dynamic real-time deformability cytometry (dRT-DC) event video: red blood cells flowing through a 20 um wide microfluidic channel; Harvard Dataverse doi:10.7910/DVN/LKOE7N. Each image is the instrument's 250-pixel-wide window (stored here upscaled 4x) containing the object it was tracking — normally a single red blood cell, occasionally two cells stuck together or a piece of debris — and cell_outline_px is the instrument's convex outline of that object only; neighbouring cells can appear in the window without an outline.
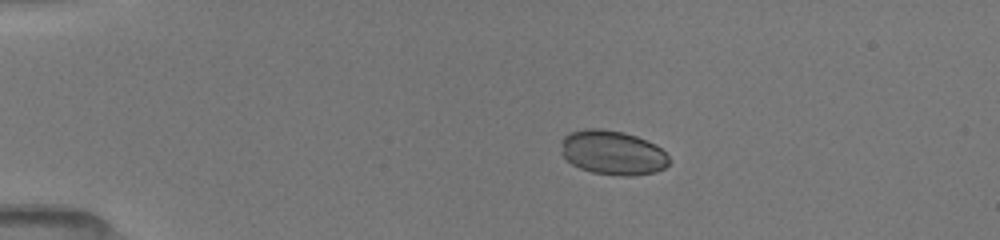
{"species": "common noctule bat (a hibernating species)", "species_latin": "Nyctalus noctula", "temperature_condition": "room temperature", "stored_images_in_passage": 41, "camera_frame_rate_fps": 3000, "um_per_image_px": 0.085, "animal": {"sex": "female", "body_mass_g": 19.5, "forearm_length_mm": 54.1}, "frame": {"image": 1, "passage_image": 1, "time_ms": 0.0, "image_size_px": [1000, 240], "cell_outline_px": [[668, 164], [664, 168], [656, 172], [632, 176], [620, 176], [592, 172], [580, 168], [572, 164], [564, 156], [560, 140], [564, 136], [572, 132], [584, 128], [600, 128], [624, 132], [636, 136], [656, 144], [668, 156]], "centroid_in_image_um": [52.08, 12.97], "position_along_channel_um": 32.9, "area_um2": 27.92}}
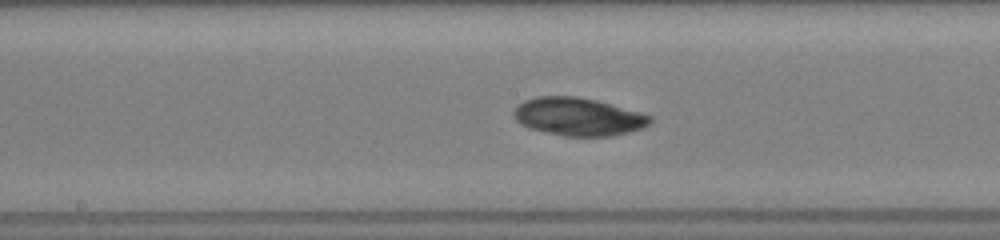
{"frame": {"image": 2, "passage_image": 18, "time_ms": 5.667, "image_size_px": [1000, 240], "cell_outline_px": [[652, 120], [644, 128], [612, 136], [564, 136], [528, 128], [520, 124], [512, 116], [512, 112], [524, 100], [536, 96], [576, 96], [596, 100], [640, 112], [652, 116]], "centroid_in_image_um": [49.13, 9.92], "position_along_channel_um": 199.1, "area_um2": 30.23}}
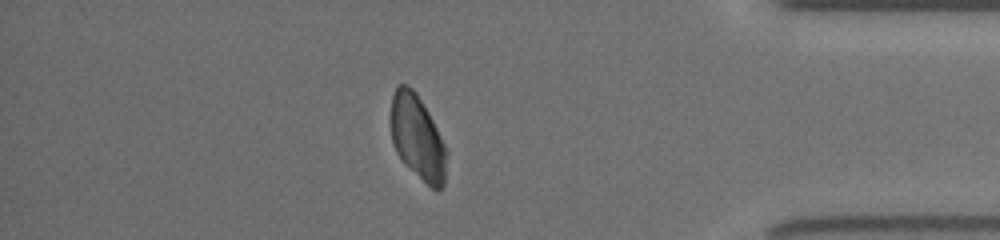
{"frame": {"image": 3, "passage_image": 35, "time_ms": 11.333, "image_size_px": [1000, 240], "cell_outline_px": [[444, 184], [436, 192], [408, 168], [404, 164], [396, 152], [392, 140], [388, 116], [392, 96], [396, 84], [404, 84], [412, 88], [416, 92], [428, 112], [444, 144]], "centroid_in_image_um": [35.4, 11.63], "position_along_channel_um": 399.8, "area_um2": 27.4}, "authors_computed_cell_mechanics": {"area_um2": 29.2468, "velocity_mm_per_s": 4.0356, "shape_relaxation_time_tau1_ms": 1.6364, "shape_relaxation_time_tau2_ms": null, "deformation_change_tau1": 0.0191, "deformation_change_tau2": null}}